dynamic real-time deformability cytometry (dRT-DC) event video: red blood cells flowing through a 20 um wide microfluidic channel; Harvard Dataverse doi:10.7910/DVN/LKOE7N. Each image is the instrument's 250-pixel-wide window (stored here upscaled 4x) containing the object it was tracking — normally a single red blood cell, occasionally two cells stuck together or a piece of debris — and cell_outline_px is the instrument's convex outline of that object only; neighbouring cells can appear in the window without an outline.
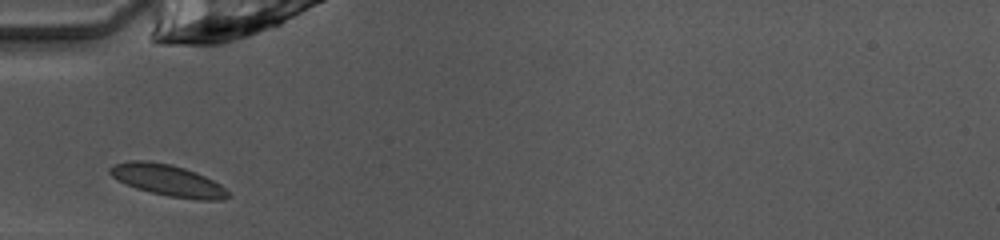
{"species": "common noctule bat (a hibernating species)", "species_latin": "Nyctalus noctula", "temperature_condition": "warm", "stored_images_in_passage": 25, "camera_frame_rate_fps": 3000, "um_per_image_px": 0.085, "animal": {"sex": "female", "body_mass_g": 10.0, "forearm_length_mm": 53.1}, "frame": {"image": 1, "passage_image": 1, "time_ms": 0.0, "image_size_px": [1000, 240], "cell_outline_px": [[232, 196], [224, 200], [196, 200], [168, 196], [136, 188], [124, 184], [116, 180], [108, 172], [108, 168], [116, 164], [132, 160], [148, 160], [172, 164], [196, 172], [220, 184]], "centroid_in_image_um": [14.26, 15.33], "position_along_channel_um": 70.7, "area_um2": 21.79}}
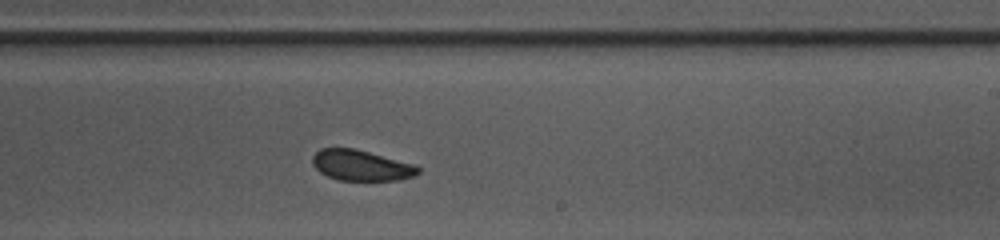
{"frame": {"image": 2, "passage_image": 15, "time_ms": 4.667, "image_size_px": [1000, 240], "cell_outline_px": [[420, 172], [416, 176], [400, 180], [336, 180], [320, 172], [312, 164], [312, 156], [320, 148], [352, 148], [416, 164], [420, 168]], "centroid_in_image_um": [30.72, 14.06], "position_along_channel_um": 258.3, "area_um2": 18.96}}
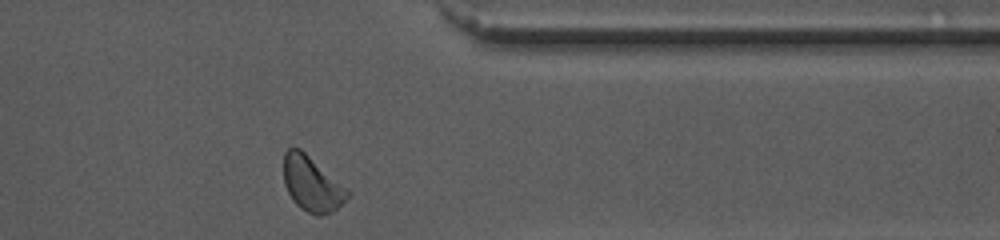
{"frame": {"image": 3, "passage_image": 25, "time_ms": 8.0, "image_size_px": [1000, 240], "cell_outline_px": [[348, 196], [332, 212], [320, 216], [316, 216], [300, 208], [292, 200], [284, 184], [284, 152], [288, 148], [300, 148], [348, 188]], "centroid_in_image_um": [26.49, 15.63], "position_along_channel_um": 384.9, "area_um2": 20.35}, "authors_computed_cell_mechanics": {"area_um2": 19.8832, "velocity_mm_per_s": 4.0083, "shape_relaxation_time_tau1_ms": 1.2412, "shape_relaxation_time_tau2_ms": 1.2021, "deformation_change_tau1": 0.0616, "deformation_change_tau2": 0.0588}}